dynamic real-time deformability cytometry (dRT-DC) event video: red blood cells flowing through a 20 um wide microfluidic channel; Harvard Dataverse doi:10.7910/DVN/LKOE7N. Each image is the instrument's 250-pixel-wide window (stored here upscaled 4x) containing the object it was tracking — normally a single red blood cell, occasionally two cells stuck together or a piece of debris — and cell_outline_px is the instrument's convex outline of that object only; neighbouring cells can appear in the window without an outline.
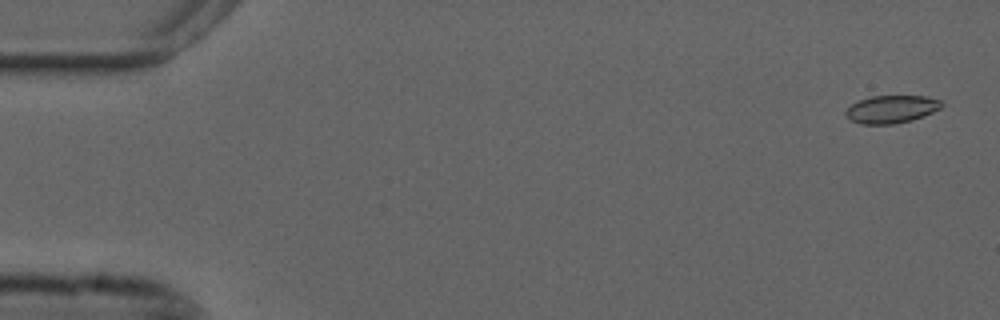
{"species": "common noctule bat (a hibernating species)", "species_latin": "Nyctalus noctula", "temperature_condition": "cold", "stored_images_in_passage": 55, "camera_frame_rate_fps": 3000, "um_per_image_px": 0.085, "animal": {"sex": "male", "forearm_length_mm": 52.5}, "frame": {"image": 1, "passage_image": 2, "time_ms": 0.333, "image_size_px": [1000, 320], "cell_outline_px": [[944, 104], [940, 108], [924, 116], [912, 120], [892, 124], [860, 124], [844, 116], [844, 112], [852, 104], [860, 100], [872, 96], [924, 96], [940, 100]], "centroid_in_image_um": [75.76, 9.29], "position_along_channel_um": 9.2, "area_um2": 15.43}}
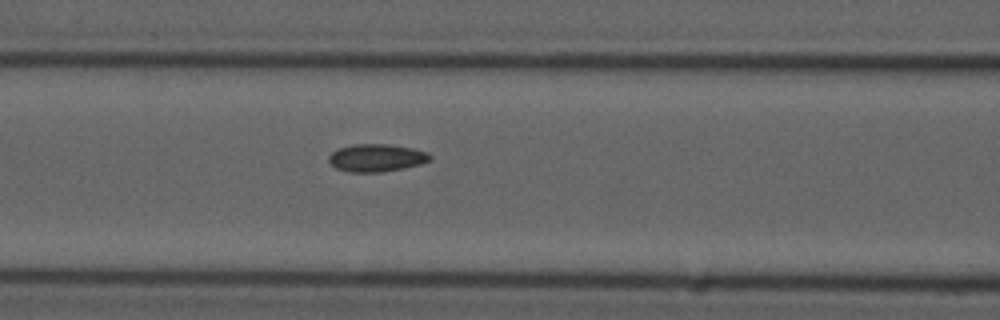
{"frame": {"image": 2, "passage_image": 23, "time_ms": 7.333, "image_size_px": [1000, 320], "cell_outline_px": [[432, 160], [420, 164], [404, 168], [380, 172], [348, 172], [336, 168], [328, 160], [328, 156], [332, 152], [340, 148], [356, 144], [388, 144], [412, 148], [428, 152], [432, 156]], "centroid_in_image_um": [32.03, 13.42], "position_along_channel_um": 134.6, "area_um2": 16.3}}
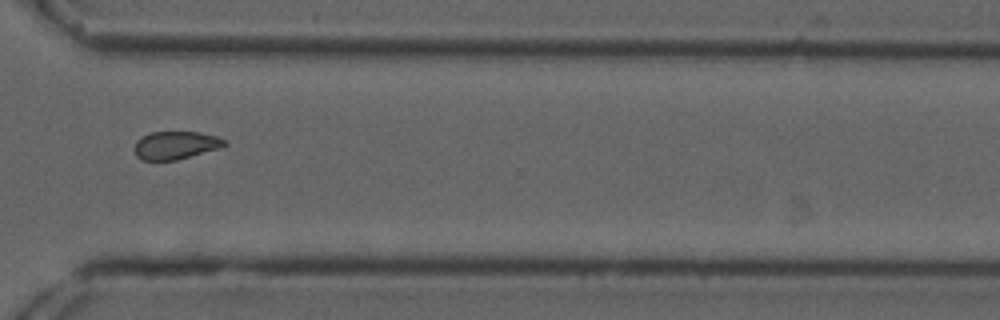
{"frame": {"image": 3, "passage_image": 41, "time_ms": 13.333, "image_size_px": [1000, 320], "cell_outline_px": [[228, 144], [220, 148], [176, 160], [140, 160], [136, 156], [136, 140], [140, 136], [152, 132], [200, 132], [216, 136], [228, 140]], "centroid_in_image_um": [14.95, 12.34], "position_along_channel_um": 355.6, "area_um2": 14.74}, "authors_computed_cell_mechanics": {"area_um2": 15.7216, "velocity_mm_per_s": 3.6938, "shape_relaxation_time_tau1_ms": null, "shape_relaxation_time_tau2_ms": 4.0397, "deformation_change_tau1": null, "deformation_change_tau2": 0.0743}}